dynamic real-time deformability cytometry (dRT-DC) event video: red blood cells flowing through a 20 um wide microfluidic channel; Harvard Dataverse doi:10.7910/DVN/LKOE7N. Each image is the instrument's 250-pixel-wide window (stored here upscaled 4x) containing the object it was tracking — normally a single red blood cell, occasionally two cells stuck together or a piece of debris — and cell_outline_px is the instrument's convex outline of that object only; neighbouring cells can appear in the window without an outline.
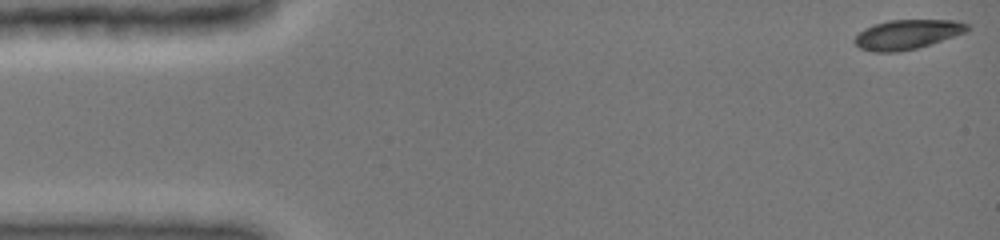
{"species": "common noctule bat (a hibernating species)", "species_latin": "Nyctalus noctula", "temperature_condition": "cold", "stored_images_in_passage": 31, "camera_frame_rate_fps": 3000, "um_per_image_px": 0.085, "animal": {"sex": "female", "body_mass_g": 19.0, "forearm_length_mm": 51.5}, "frame": {"image": 1, "passage_image": 1, "time_ms": 0.0, "image_size_px": [1000, 240], "cell_outline_px": [[972, 28], [968, 32], [916, 48], [896, 52], [872, 52], [860, 48], [852, 40], [864, 28], [888, 20], [956, 20], [968, 24]], "centroid_in_image_um": [77.14, 2.92], "position_along_channel_um": 7.9, "area_um2": 19.42}}
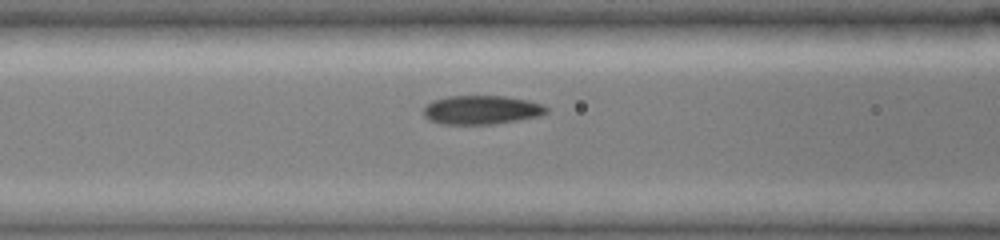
{"frame": {"image": 2, "passage_image": 18, "time_ms": 5.667, "image_size_px": [1000, 240], "cell_outline_px": [[548, 112], [540, 116], [492, 124], [440, 124], [428, 120], [424, 116], [424, 108], [432, 100], [448, 96], [504, 96], [528, 100], [540, 104], [548, 108]], "centroid_in_image_um": [40.9, 9.34], "position_along_channel_um": 125.7, "area_um2": 20.63}}
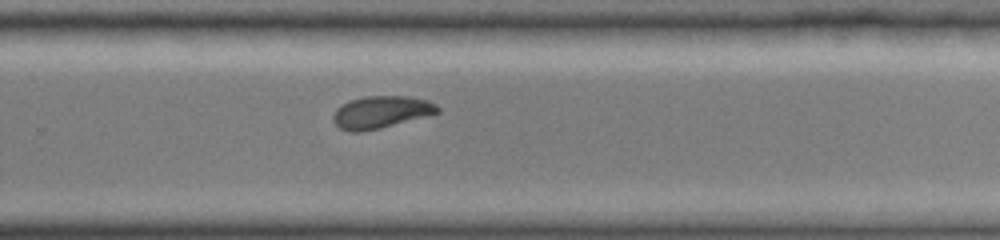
{"frame": {"image": 3, "passage_image": 31, "time_ms": 10.0, "image_size_px": [1000, 240], "cell_outline_px": [[440, 112], [380, 128], [360, 132], [348, 132], [340, 128], [332, 120], [332, 116], [336, 108], [348, 100], [364, 96], [408, 96], [428, 100], [436, 104], [440, 108]], "centroid_in_image_um": [32.35, 9.52], "position_along_channel_um": 297.4, "area_um2": 19.71}}